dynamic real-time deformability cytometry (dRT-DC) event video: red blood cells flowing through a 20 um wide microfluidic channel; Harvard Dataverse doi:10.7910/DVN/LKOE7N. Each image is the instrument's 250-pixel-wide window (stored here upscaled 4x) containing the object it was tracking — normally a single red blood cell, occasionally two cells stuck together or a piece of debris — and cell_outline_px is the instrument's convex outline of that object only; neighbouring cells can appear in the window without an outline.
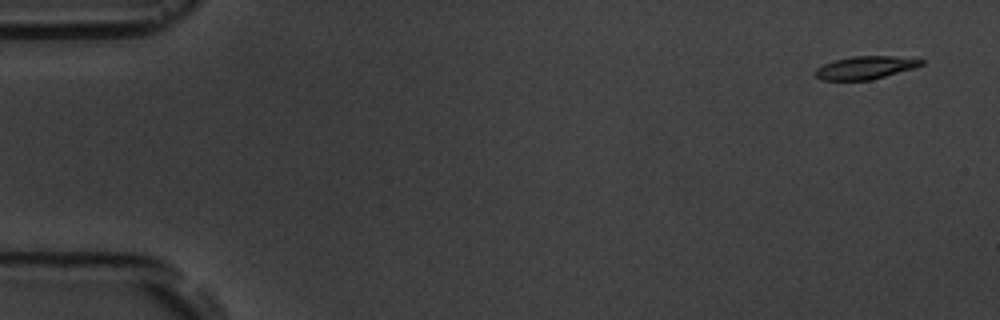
{"species": "common noctule bat (a hibernating species)", "species_latin": "Nyctalus noctula", "temperature_condition": "room temperature", "stored_images_in_passage": 5, "camera_frame_rate_fps": 3000, "um_per_image_px": 0.085, "animal": {"sex": "male", "body_mass_g": 19.5, "forearm_length_mm": 54.6}, "frame": {"image": 1, "passage_image": 1, "time_ms": 0.0, "image_size_px": [1000, 320], "cell_outline_px": [[924, 64], [912, 68], [872, 80], [820, 80], [816, 76], [816, 68], [824, 64], [836, 60], [852, 56], [892, 56], [924, 60]], "centroid_in_image_um": [73.53, 5.75], "position_along_channel_um": 11.5, "area_um2": 13.93}}
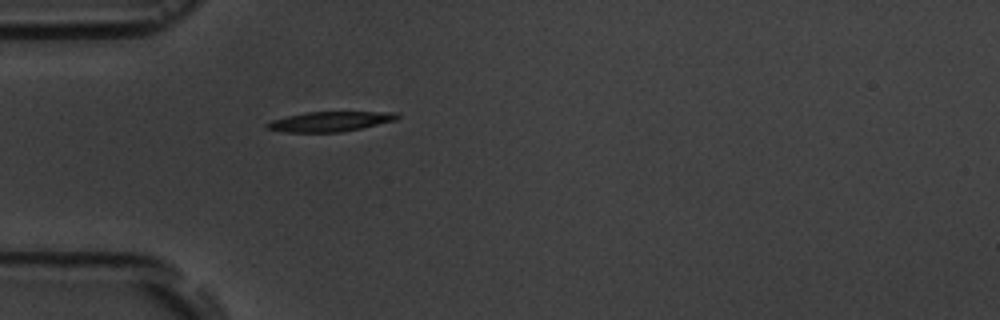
{"frame": {"image": 2, "passage_image": 5, "time_ms": 4.667, "image_size_px": [1000, 320], "cell_outline_px": [[400, 116], [396, 120], [344, 132], [284, 132], [268, 128], [264, 124], [272, 120], [304, 112], [400, 112]], "centroid_in_image_um": [28.08, 10.32], "position_along_channel_um": 56.9, "area_um2": 15.09}}